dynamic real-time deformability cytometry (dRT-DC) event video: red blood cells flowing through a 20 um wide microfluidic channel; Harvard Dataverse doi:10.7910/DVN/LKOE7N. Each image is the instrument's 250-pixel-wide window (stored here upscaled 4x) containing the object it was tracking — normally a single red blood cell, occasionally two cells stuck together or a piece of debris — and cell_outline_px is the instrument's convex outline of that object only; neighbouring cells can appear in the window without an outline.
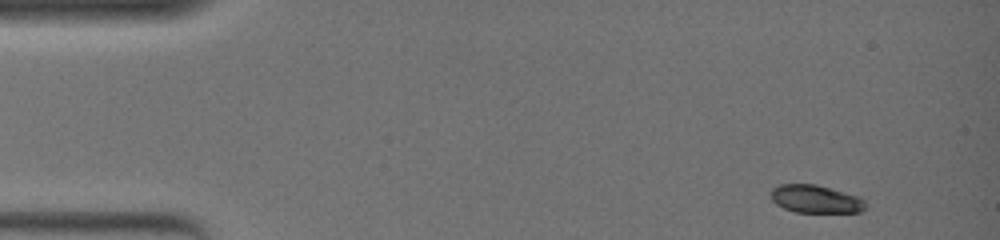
{"species": "common noctule bat (a hibernating species)", "species_latin": "Nyctalus noctula", "temperature_condition": "warm", "stored_images_in_passage": 47, "camera_frame_rate_fps": 3000, "um_per_image_px": 0.085, "animal": {"sex": "female", "body_mass_g": 19.0, "forearm_length_mm": 51.5}, "frame": {"image": 1, "passage_image": 1, "time_ms": 0.0, "image_size_px": [1000, 240], "cell_outline_px": [[864, 208], [860, 212], [796, 212], [784, 208], [776, 204], [772, 200], [768, 192], [772, 188], [780, 184], [816, 184], [844, 192], [856, 196], [864, 200]], "centroid_in_image_um": [69.25, 16.91], "position_along_channel_um": 15.7, "area_um2": 15.32}}
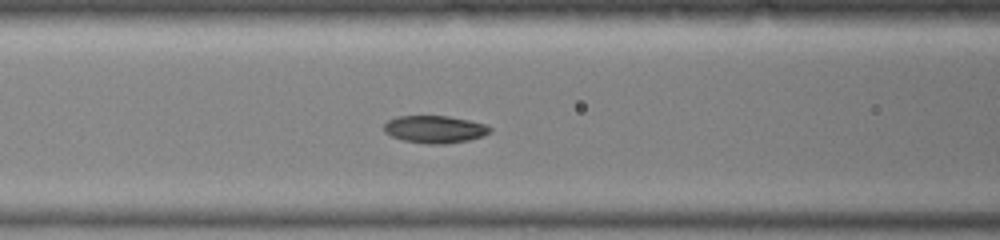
{"frame": {"image": 2, "passage_image": 19, "time_ms": 6.0, "image_size_px": [1000, 240], "cell_outline_px": [[492, 128], [484, 136], [468, 140], [444, 144], [428, 144], [404, 140], [392, 136], [384, 132], [384, 124], [388, 120], [396, 116], [448, 116], [468, 120], [484, 124]], "centroid_in_image_um": [36.93, 10.99], "position_along_channel_um": 129.7, "area_um2": 16.82}}
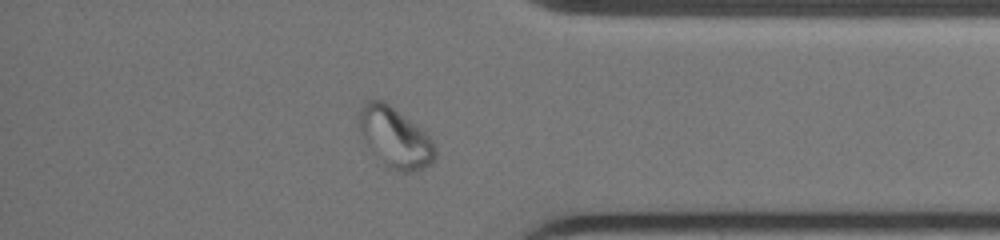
{"frame": {"image": 3, "passage_image": 41, "time_ms": 13.333, "image_size_px": [1000, 240], "cell_outline_px": [[436, 156], [432, 164], [416, 172], [396, 172], [388, 168], [364, 140], [356, 124], [356, 120], [360, 104], [364, 100], [384, 100], [416, 124], [432, 140], [436, 148]], "centroid_in_image_um": [33.55, 11.67], "position_along_channel_um": 401.7, "area_um2": 27.11}, "authors_computed_cell_mechanics": {"area_um2": 17.1666, "velocity_mm_per_s": 3.7638, "shape_relaxation_time_tau1_ms": 3.6267, "shape_relaxation_time_tau2_ms": 3.5885, "deformation_change_tau1": 0.1606, "deformation_change_tau2": 0.0428}}